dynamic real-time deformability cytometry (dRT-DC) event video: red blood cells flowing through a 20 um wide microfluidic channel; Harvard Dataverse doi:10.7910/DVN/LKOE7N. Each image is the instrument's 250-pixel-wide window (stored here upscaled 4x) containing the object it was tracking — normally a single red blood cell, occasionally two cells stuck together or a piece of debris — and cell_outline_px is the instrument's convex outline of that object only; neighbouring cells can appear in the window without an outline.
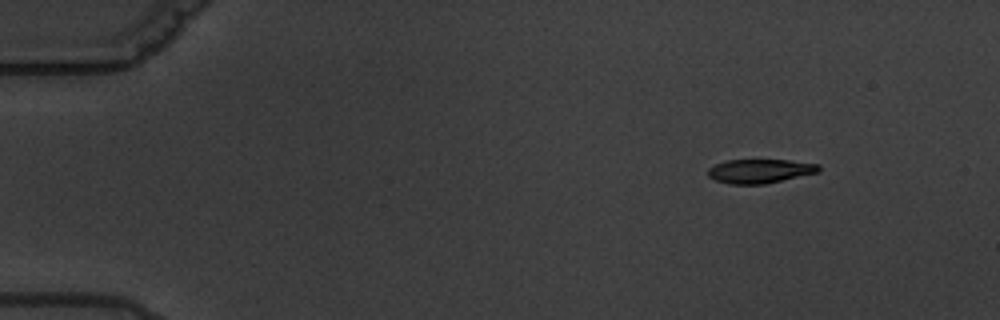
{"species": "common noctule bat (a hibernating species)", "species_latin": "Nyctalus noctula", "temperature_condition": "warm", "stored_images_in_passage": 5, "camera_frame_rate_fps": 3000, "um_per_image_px": 0.085, "animal": {"sex": "male", "body_mass_g": 19.5, "forearm_length_mm": 54.6}, "frame": {"image": 1, "passage_image": 1, "time_ms": 0.0, "image_size_px": [1000, 320], "cell_outline_px": [[820, 172], [764, 184], [728, 184], [716, 180], [708, 176], [708, 168], [716, 164], [728, 160], [788, 160], [820, 164]], "centroid_in_image_um": [64.61, 14.54], "position_along_channel_um": 20.4, "area_um2": 15.49}}
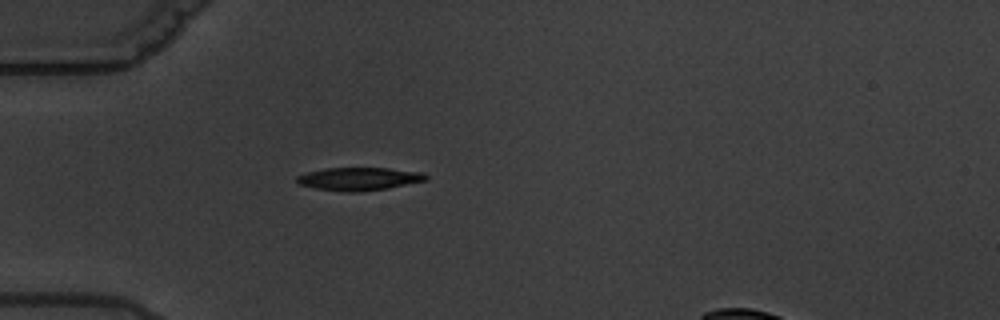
{"frame": {"image": 2, "passage_image": 4, "time_ms": 3.667, "image_size_px": [1000, 320], "cell_outline_px": [[428, 180], [388, 188], [356, 192], [348, 192], [316, 188], [300, 184], [296, 180], [296, 176], [308, 172], [328, 168], [388, 168], [424, 172], [428, 176]], "centroid_in_image_um": [30.57, 15.2], "position_along_channel_um": 54.4, "area_um2": 17.17}}